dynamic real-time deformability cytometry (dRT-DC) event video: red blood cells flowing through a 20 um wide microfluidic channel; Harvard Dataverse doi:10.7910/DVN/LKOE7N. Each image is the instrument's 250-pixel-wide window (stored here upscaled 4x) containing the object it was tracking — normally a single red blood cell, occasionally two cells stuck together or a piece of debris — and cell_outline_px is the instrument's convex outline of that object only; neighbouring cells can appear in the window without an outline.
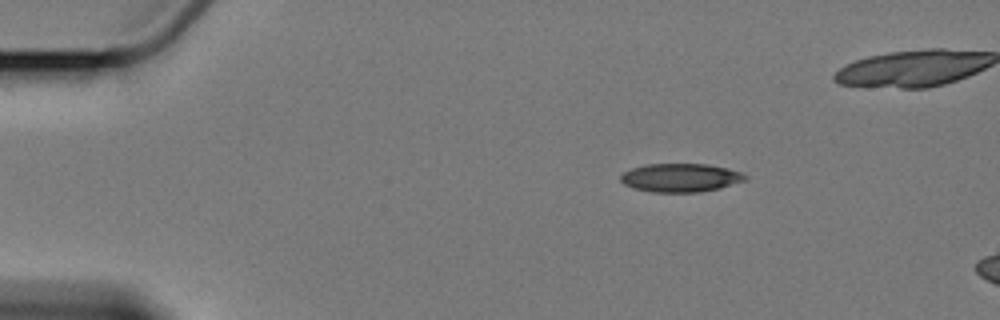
{"species": "Egyptian fruit bat (a non-hibernating species)", "species_latin": "Rousettus aegyptiacus", "temperature_condition": "cold", "stored_images_in_passage": 5, "camera_frame_rate_fps": 3000, "um_per_image_px": 0.085, "animal": {"sex": "female"}, "frame": {"image": 1, "passage_image": 2, "time_ms": 1.0, "image_size_px": [1000, 320], "cell_outline_px": [[748, 176], [744, 180], [720, 188], [700, 192], [652, 192], [636, 188], [624, 184], [620, 180], [620, 176], [624, 172], [632, 168], [644, 164], [708, 164], [740, 172]], "centroid_in_image_um": [57.82, 15.1], "position_along_channel_um": 27.2, "area_um2": 20.46}}